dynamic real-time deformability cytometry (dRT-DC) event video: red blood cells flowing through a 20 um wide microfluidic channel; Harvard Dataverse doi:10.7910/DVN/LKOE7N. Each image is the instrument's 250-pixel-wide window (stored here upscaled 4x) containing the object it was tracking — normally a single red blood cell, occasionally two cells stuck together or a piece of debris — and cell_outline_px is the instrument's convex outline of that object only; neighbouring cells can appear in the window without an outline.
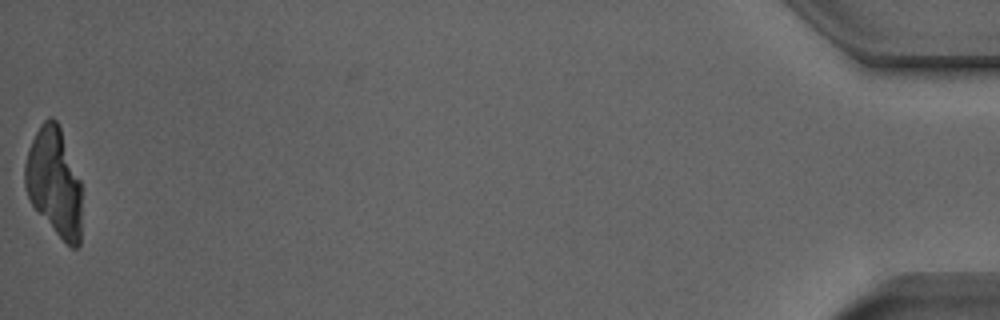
{"species": "Egyptian fruit bat (a non-hibernating species)", "species_latin": "Rousettus aegyptiacus", "temperature_condition": "room temperature", "stored_images_in_passage": 52, "camera_frame_rate_fps": 3000, "um_per_image_px": 0.085, "animal": {"sex": "male"}, "frame": {"image": 1, "passage_image": 52, "time_ms": 17.0, "image_size_px": [1000, 320], "cell_outline_px": [[80, 244], [76, 248], [72, 248], [56, 232], [32, 204], [28, 196], [24, 184], [24, 164], [28, 148], [40, 124], [48, 116], [52, 116], [56, 120], [60, 128], [80, 180]], "centroid_in_image_um": [4.58, 15.43], "position_along_channel_um": 430.6, "area_um2": 35.26}}